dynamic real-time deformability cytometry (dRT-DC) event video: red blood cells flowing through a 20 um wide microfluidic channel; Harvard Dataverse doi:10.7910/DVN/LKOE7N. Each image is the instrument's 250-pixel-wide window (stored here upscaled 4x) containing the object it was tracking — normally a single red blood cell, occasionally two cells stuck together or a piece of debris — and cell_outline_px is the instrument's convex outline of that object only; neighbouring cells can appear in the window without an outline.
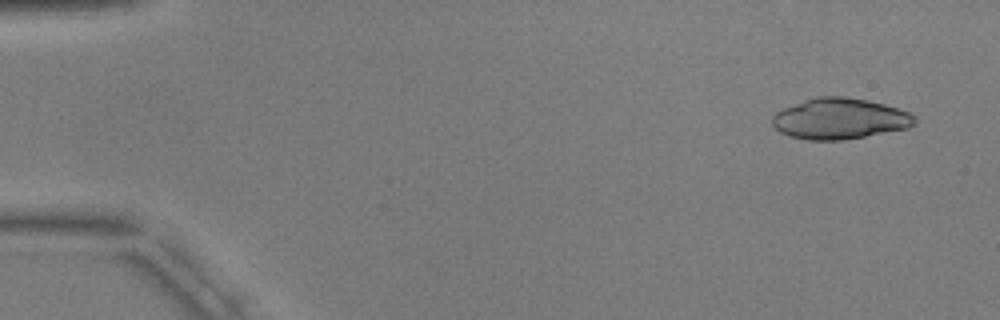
{"species": "common noctule bat (a hibernating species)", "species_latin": "Nyctalus noctula", "temperature_condition": "warm", "stored_images_in_passage": 2, "camera_frame_rate_fps": 3000, "um_per_image_px": 0.085, "animal": {"sex": "male", "body_mass_g": 17.9, "forearm_length_mm": 54.2}, "frame": {"image": 1, "passage_image": 1, "time_ms": 0.0, "image_size_px": [1000, 320], "cell_outline_px": [[916, 124], [908, 128], [844, 140], [808, 140], [788, 136], [780, 132], [772, 124], [772, 116], [776, 112], [784, 108], [804, 100], [816, 96], [844, 96], [868, 100], [900, 108], [912, 112], [916, 116]], "centroid_in_image_um": [71.41, 10.08], "position_along_channel_um": 13.6, "area_um2": 34.28}}